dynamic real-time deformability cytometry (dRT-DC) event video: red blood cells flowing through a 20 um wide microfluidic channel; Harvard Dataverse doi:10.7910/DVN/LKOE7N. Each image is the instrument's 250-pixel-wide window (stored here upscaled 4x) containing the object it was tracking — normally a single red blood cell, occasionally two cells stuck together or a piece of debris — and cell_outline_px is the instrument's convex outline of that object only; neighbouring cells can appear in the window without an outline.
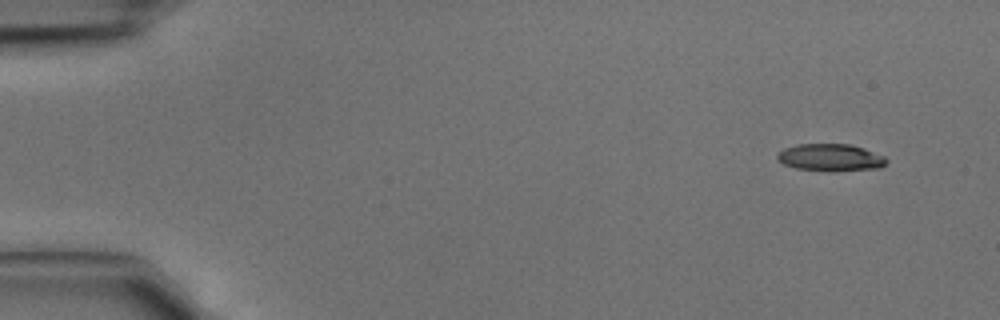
{"species": "common noctule bat (a hibernating species)", "species_latin": "Nyctalus noctula", "temperature_condition": "cold", "stored_images_in_passage": 4, "camera_frame_rate_fps": 3000, "um_per_image_px": 0.085, "animal": {"sex": "male", "body_mass_g": 15.6}, "frame": {"image": 1, "passage_image": 1, "time_ms": 0.0, "image_size_px": [1000, 320], "cell_outline_px": [[888, 160], [880, 168], [836, 172], [828, 172], [796, 168], [784, 164], [776, 156], [784, 148], [796, 144], [848, 144], [864, 148], [884, 156]], "centroid_in_image_um": [70.61, 13.4], "position_along_channel_um": 14.4, "area_um2": 17.46}}
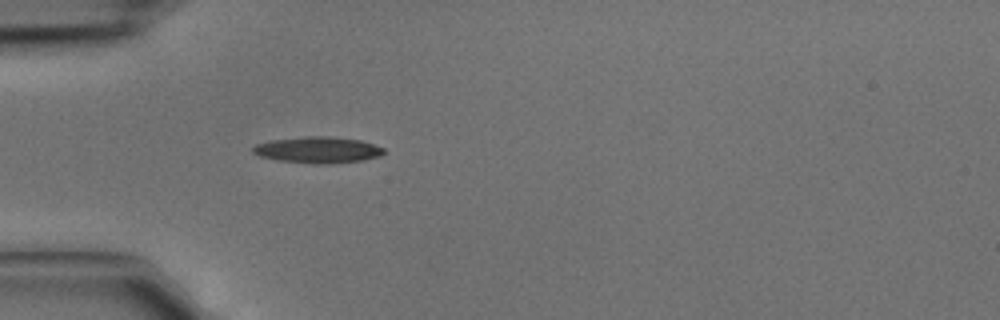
{"frame": {"image": 2, "passage_image": 4, "time_ms": 1.0, "image_size_px": [1000, 320], "cell_outline_px": [[384, 152], [380, 156], [364, 160], [328, 164], [316, 164], [280, 160], [260, 156], [252, 152], [252, 148], [256, 144], [272, 140], [304, 136], [328, 136], [360, 140], [384, 148]], "centroid_in_image_um": [27.02, 12.74], "position_along_channel_um": 58.0, "area_um2": 19.94}}